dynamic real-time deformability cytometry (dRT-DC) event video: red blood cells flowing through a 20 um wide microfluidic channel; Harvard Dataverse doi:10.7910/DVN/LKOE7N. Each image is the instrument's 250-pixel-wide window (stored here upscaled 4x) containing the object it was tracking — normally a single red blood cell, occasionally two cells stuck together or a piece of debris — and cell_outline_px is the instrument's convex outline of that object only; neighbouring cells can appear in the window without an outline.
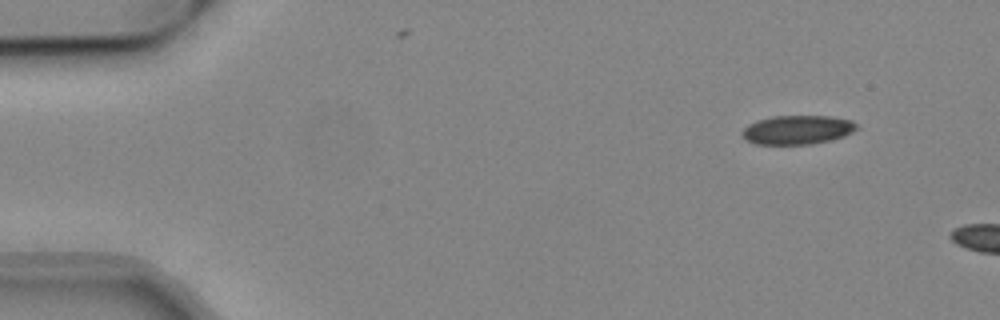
{"species": "common noctule bat (a hibernating species)", "species_latin": "Nyctalus noctula", "temperature_condition": "cold", "stored_images_in_passage": 4, "camera_frame_rate_fps": 3000, "um_per_image_px": 0.085, "animal": {"sex": "male", "body_mass_g": 19.2, "forearm_length_mm": 51.8}, "frame": {"image": 1, "passage_image": 1, "time_ms": 0.0, "image_size_px": [1000, 320], "cell_outline_px": [[860, 128], [844, 136], [812, 144], [756, 144], [748, 140], [740, 132], [748, 124], [756, 120], [772, 116], [832, 116], [852, 120]], "centroid_in_image_um": [67.79, 11.02], "position_along_channel_um": 17.2, "area_um2": 19.36}}